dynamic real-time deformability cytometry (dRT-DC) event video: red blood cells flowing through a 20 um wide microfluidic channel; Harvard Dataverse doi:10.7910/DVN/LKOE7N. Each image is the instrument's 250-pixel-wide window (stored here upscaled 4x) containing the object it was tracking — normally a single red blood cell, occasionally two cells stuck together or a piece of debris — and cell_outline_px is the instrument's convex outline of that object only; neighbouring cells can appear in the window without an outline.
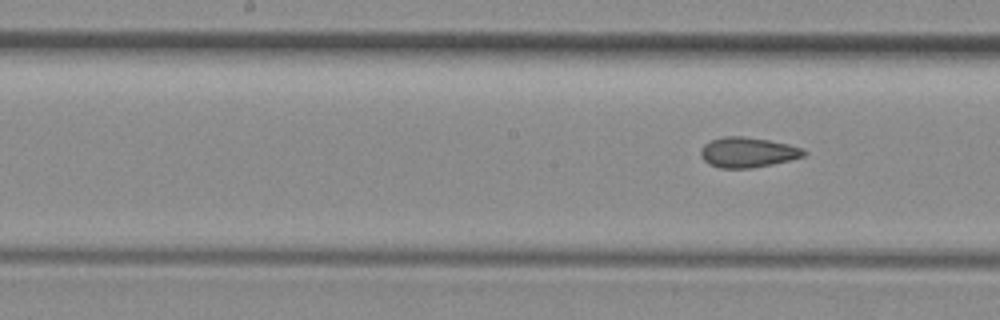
{"species": "common noctule bat (a hibernating species)", "species_latin": "Nyctalus noctula", "temperature_condition": "room temperature", "stored_images_in_passage": 8, "camera_frame_rate_fps": 3000, "um_per_image_px": 0.085, "animal": {"sex": "female", "body_mass_g": 29.2, "forearm_length_mm": 56.3}, "frame": {"image": 1, "passage_image": 8, "time_ms": 2.333, "image_size_px": [1000, 320], "cell_outline_px": [[808, 152], [804, 156], [772, 164], [752, 168], [720, 168], [708, 164], [700, 156], [700, 148], [704, 144], [712, 140], [724, 136], [744, 136], [768, 140], [788, 144], [800, 148]], "centroid_in_image_um": [63.51, 12.95], "position_along_channel_um": 184.7, "area_um2": 18.09}}